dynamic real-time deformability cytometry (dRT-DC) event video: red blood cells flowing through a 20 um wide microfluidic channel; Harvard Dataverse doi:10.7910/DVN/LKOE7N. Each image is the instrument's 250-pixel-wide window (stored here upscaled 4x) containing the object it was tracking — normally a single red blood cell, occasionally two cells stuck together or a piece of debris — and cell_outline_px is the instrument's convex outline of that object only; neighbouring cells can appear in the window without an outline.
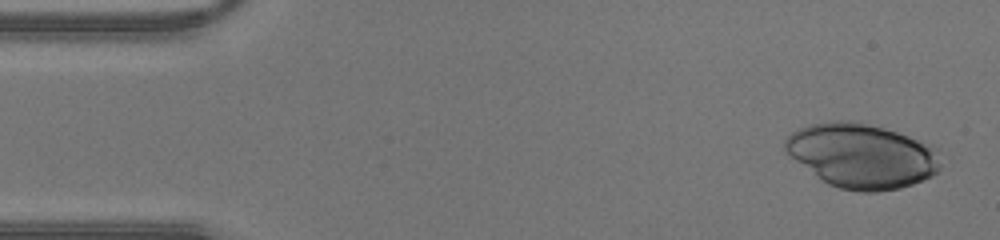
{"species": "human", "species_latin": "Homo sapiens", "temperature_condition": "warm", "stored_images_in_passage": 35, "camera_frame_rate_fps": 3000, "um_per_image_px": 0.085, "donor": {"sex": "male"}, "frame": {"image": 1, "passage_image": 2, "time_ms": 0.333, "image_size_px": [1000, 240], "cell_outline_px": [[940, 168], [932, 176], [912, 184], [900, 188], [876, 192], [860, 192], [840, 188], [828, 184], [788, 156], [784, 152], [784, 140], [792, 132], [800, 128], [812, 124], [836, 120], [848, 120], [868, 124], [884, 128], [932, 144], [936, 148], [940, 164]], "centroid_in_image_um": [73.24, 13.24], "position_along_channel_um": 11.8, "area_um2": 58.44}}